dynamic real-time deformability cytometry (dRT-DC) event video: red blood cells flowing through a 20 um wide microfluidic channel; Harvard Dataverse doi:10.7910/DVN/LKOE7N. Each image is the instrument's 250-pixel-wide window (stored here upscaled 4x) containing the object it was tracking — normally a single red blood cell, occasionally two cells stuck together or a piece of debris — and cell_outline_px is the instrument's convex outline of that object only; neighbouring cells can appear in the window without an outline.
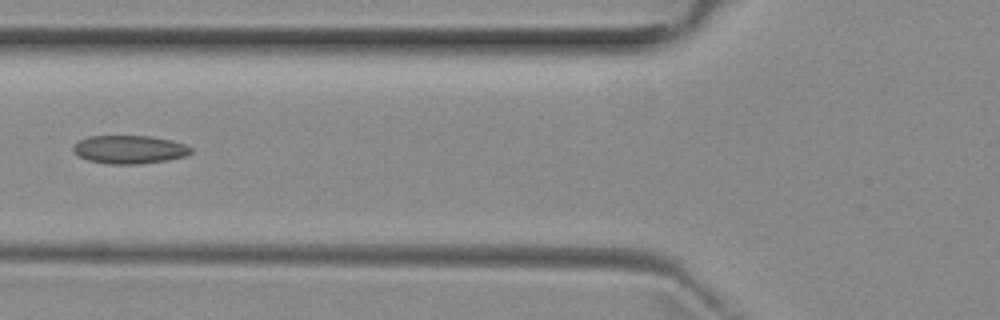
{"species": "common noctule bat (a hibernating species)", "species_latin": "Nyctalus noctula", "temperature_condition": "room temperature", "stored_images_in_passage": 6, "camera_frame_rate_fps": 3000, "um_per_image_px": 0.085, "animal": {"sex": "female", "body_mass_g": 29.2, "forearm_length_mm": 56.3}, "frame": {"image": 1, "passage_image": 5, "time_ms": 4.667, "image_size_px": [1000, 320], "cell_outline_px": [[192, 152], [184, 156], [168, 160], [136, 164], [108, 164], [88, 160], [72, 152], [72, 148], [80, 140], [88, 136], [152, 136], [172, 140], [184, 144], [192, 148]], "centroid_in_image_um": [11.0, 12.7], "position_along_channel_um": 114.8, "area_um2": 19.36}}
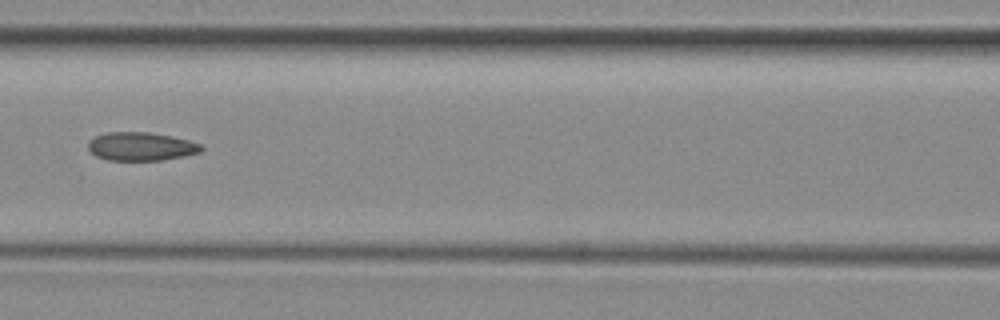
{"frame": {"image": 2, "passage_image": 6, "time_ms": 5.667, "image_size_px": [1000, 320], "cell_outline_px": [[204, 148], [200, 152], [160, 160], [108, 160], [96, 156], [88, 148], [88, 144], [96, 136], [108, 132], [148, 132], [172, 136], [188, 140], [200, 144]], "centroid_in_image_um": [11.99, 12.44], "position_along_channel_um": 154.6, "area_um2": 18.44}}